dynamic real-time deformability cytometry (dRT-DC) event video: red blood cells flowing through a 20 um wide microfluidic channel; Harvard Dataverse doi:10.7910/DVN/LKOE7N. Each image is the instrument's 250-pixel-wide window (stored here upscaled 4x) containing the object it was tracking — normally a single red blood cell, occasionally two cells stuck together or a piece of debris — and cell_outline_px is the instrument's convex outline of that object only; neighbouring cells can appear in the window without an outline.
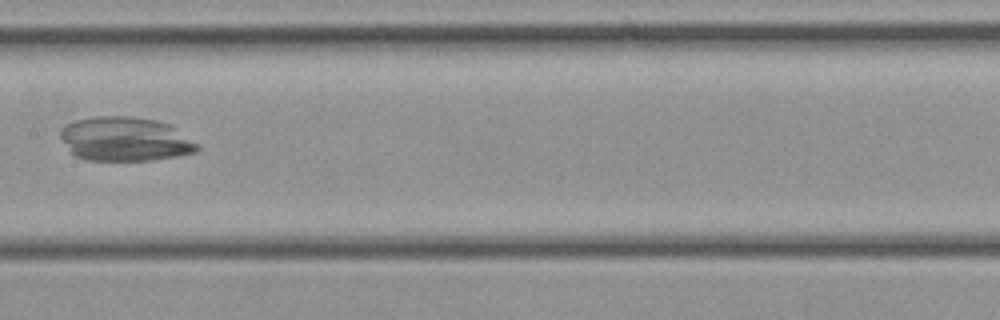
{"species": "common noctule bat (a hibernating species)", "species_latin": "Nyctalus noctula", "temperature_condition": "cold", "stored_images_in_passage": 23, "camera_frame_rate_fps": 3000, "um_per_image_px": 0.085, "animal": {"sex": "female", "body_mass_g": 21.9}, "frame": {"image": 1, "passage_image": 7, "time_ms": 2.0, "image_size_px": [1000, 320], "cell_outline_px": [[200, 148], [196, 152], [180, 156], [152, 160], [88, 160], [76, 156], [72, 152], [60, 136], [60, 128], [76, 120], [92, 116], [128, 116], [156, 120], [172, 124], [200, 144]], "centroid_in_image_um": [10.71, 11.81], "position_along_channel_um": 196.7, "area_um2": 35.49}}
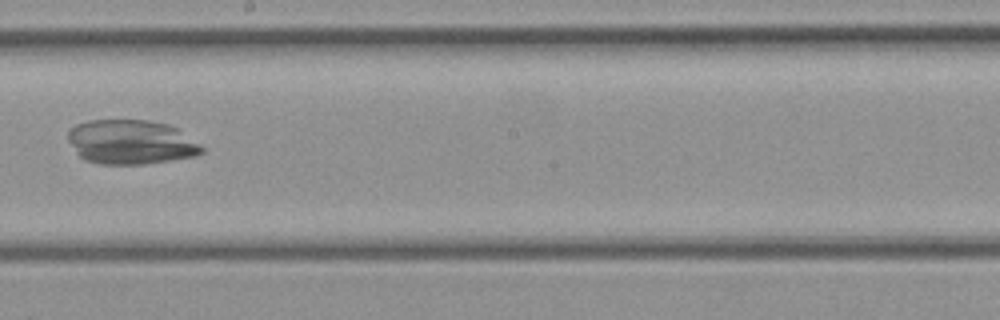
{"frame": {"image": 2, "passage_image": 9, "time_ms": 2.667, "image_size_px": [1000, 320], "cell_outline_px": [[204, 152], [196, 156], [144, 164], [100, 164], [84, 160], [76, 152], [68, 140], [68, 132], [76, 124], [88, 120], [148, 120], [168, 124], [180, 128], [200, 144], [204, 148]], "centroid_in_image_um": [11.16, 12.07], "position_along_channel_um": 237.0, "area_um2": 34.91}}